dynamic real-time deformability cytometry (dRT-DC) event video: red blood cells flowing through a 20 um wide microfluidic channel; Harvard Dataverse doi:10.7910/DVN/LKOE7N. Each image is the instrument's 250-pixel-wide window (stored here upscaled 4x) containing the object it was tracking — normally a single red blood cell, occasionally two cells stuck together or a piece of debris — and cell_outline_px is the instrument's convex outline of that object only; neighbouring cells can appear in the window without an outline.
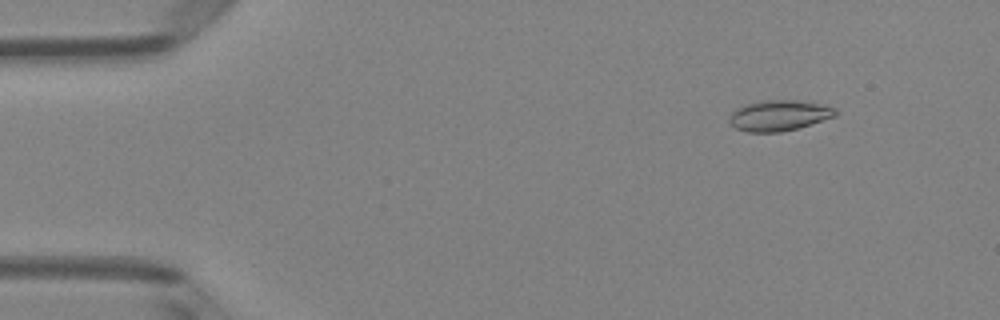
{"species": "Egyptian fruit bat (a non-hibernating species)", "species_latin": "Rousettus aegyptiacus", "temperature_condition": "room temperature", "stored_images_in_passage": 4, "camera_frame_rate_fps": 3000, "um_per_image_px": 0.085, "animal": {"sex": "female"}, "frame": {"image": 1, "passage_image": 2, "time_ms": 0.333, "image_size_px": [1000, 320], "cell_outline_px": [[836, 116], [796, 128], [780, 132], [748, 132], [736, 128], [728, 120], [732, 112], [736, 108], [744, 104], [764, 100], [796, 100], [824, 104], [836, 108]], "centroid_in_image_um": [66.21, 9.8], "position_along_channel_um": 18.8, "area_um2": 18.9}}
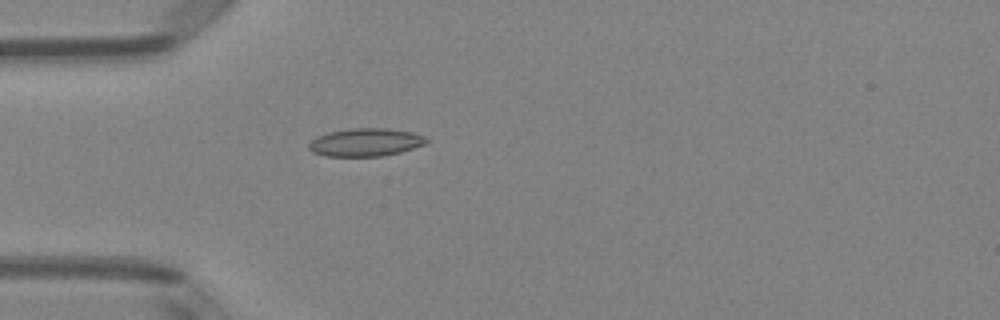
{"frame": {"image": 2, "passage_image": 4, "time_ms": 1.0, "image_size_px": [1000, 320], "cell_outline_px": [[428, 140], [424, 144], [400, 152], [380, 156], [324, 156], [312, 152], [308, 148], [308, 144], [316, 136], [328, 132], [352, 128], [388, 128], [412, 132], [424, 136]], "centroid_in_image_um": [31.03, 12.09], "position_along_channel_um": 54.0, "area_um2": 19.13}}